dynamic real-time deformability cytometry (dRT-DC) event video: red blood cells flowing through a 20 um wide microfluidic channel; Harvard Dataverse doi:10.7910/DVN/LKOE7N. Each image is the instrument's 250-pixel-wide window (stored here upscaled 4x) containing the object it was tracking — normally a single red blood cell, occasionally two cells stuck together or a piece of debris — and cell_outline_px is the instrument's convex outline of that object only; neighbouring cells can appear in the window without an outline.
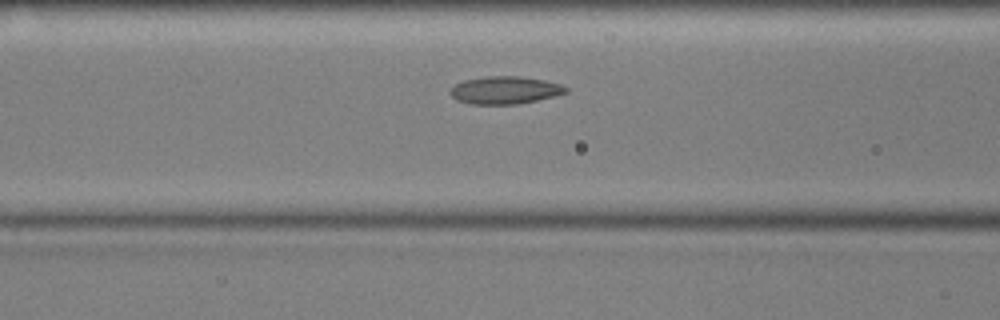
{"species": "common noctule bat (a hibernating species)", "species_latin": "Nyctalus noctula", "temperature_condition": "cold", "stored_images_in_passage": 45, "camera_frame_rate_fps": 3000, "um_per_image_px": 0.085, "animal": {"sex": "male", "body_mass_g": 17.9, "forearm_length_mm": 54.2}, "frame": {"image": 1, "passage_image": 11, "time_ms": 3.333, "image_size_px": [1000, 320], "cell_outline_px": [[568, 92], [536, 100], [516, 104], [468, 104], [456, 100], [448, 92], [456, 84], [464, 80], [488, 76], [520, 76], [544, 80], [560, 84], [568, 88]], "centroid_in_image_um": [42.89, 7.66], "position_along_channel_um": 123.7, "area_um2": 18.5}}
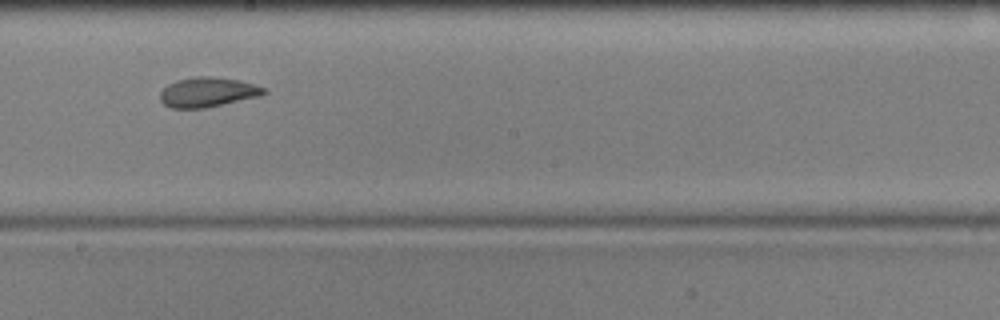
{"frame": {"image": 2, "passage_image": 20, "time_ms": 6.333, "image_size_px": [1000, 320], "cell_outline_px": [[268, 92], [260, 96], [204, 108], [168, 108], [160, 100], [160, 92], [168, 84], [176, 80], [196, 76], [212, 76], [240, 80], [264, 88]], "centroid_in_image_um": [17.62, 7.83], "position_along_channel_um": 230.6, "area_um2": 17.98}}
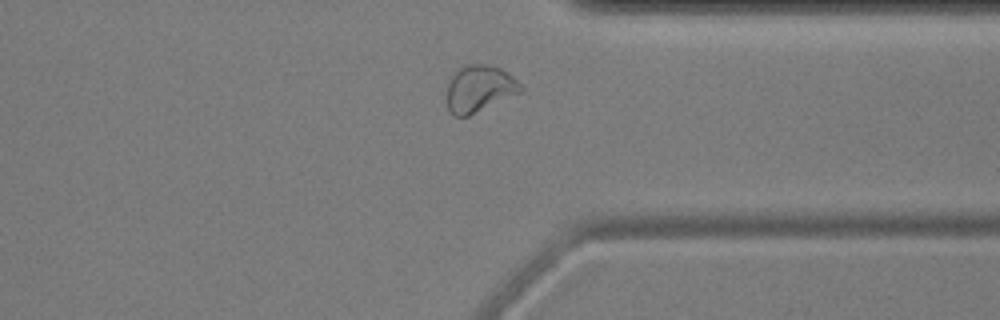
{"frame": {"image": 3, "passage_image": 32, "time_ms": 10.333, "image_size_px": [1000, 320], "cell_outline_px": [[524, 92], [468, 116], [452, 116], [448, 108], [444, 96], [448, 84], [452, 76], [464, 64], [488, 64], [500, 68], [512, 76], [524, 88]], "centroid_in_image_um": [40.74, 7.55], "position_along_channel_um": 370.7, "area_um2": 20.52}, "authors_computed_cell_mechanics": {"area_um2": 18.9006, "velocity_mm_per_s": 3.5648, "shape_relaxation_time_tau1_ms": 6.0147, "shape_relaxation_time_tau2_ms": 2.1722, "deformation_change_tau1": 0.1139, "deformation_change_tau2": 0.0676}}